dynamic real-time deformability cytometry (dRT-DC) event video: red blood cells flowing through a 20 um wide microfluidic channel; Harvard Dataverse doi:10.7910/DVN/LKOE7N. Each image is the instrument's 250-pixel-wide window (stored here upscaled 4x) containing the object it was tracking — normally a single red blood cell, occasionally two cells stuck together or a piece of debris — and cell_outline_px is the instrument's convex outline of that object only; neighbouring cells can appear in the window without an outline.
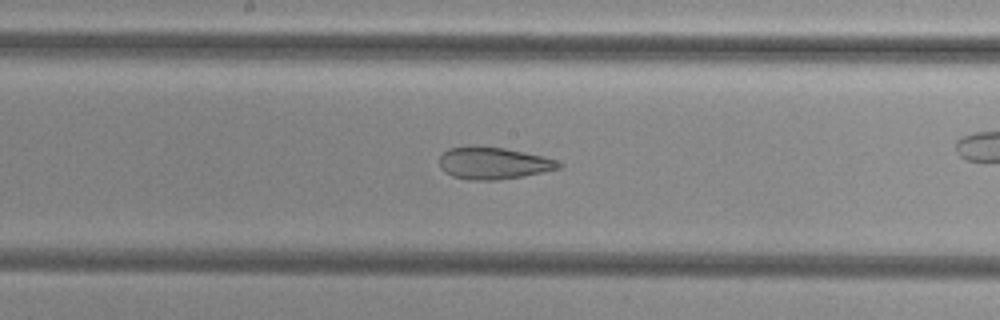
{"species": "common noctule bat (a hibernating species)", "species_latin": "Nyctalus noctula", "temperature_condition": "cold", "stored_images_in_passage": 34, "camera_frame_rate_fps": 3000, "um_per_image_px": 0.085, "animal": {"sex": "female", "body_mass_g": 29.2, "forearm_length_mm": 56.3}, "frame": {"image": 1, "passage_image": 20, "time_ms": 6.333, "image_size_px": [1000, 320], "cell_outline_px": [[564, 164], [560, 168], [524, 176], [496, 180], [468, 180], [452, 176], [444, 172], [440, 168], [440, 156], [448, 148], [504, 148], [544, 156], [560, 160]], "centroid_in_image_um": [41.99, 13.9], "position_along_channel_um": 206.2, "area_um2": 21.96}}